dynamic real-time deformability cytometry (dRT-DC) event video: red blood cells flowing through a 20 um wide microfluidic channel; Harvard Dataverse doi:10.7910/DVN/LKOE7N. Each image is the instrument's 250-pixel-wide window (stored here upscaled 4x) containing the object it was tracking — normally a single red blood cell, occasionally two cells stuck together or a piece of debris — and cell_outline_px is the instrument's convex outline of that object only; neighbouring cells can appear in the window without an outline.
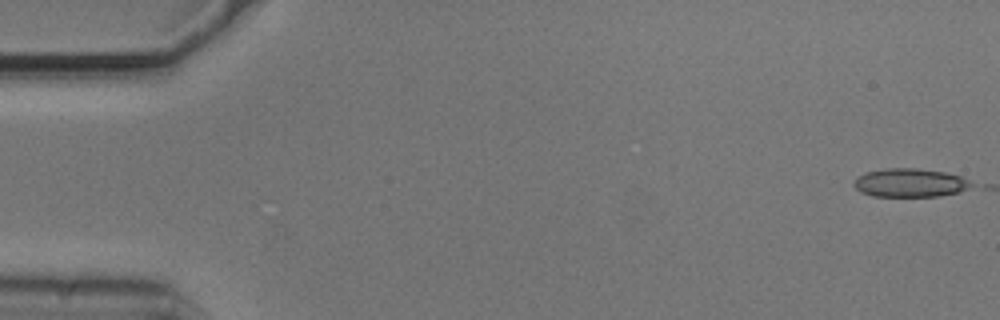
{"species": "common noctule bat (a hibernating species)", "species_latin": "Nyctalus noctula", "temperature_condition": "cold", "stored_images_in_passage": 8, "camera_frame_rate_fps": 3000, "um_per_image_px": 0.085, "animal": {"sex": "male", "body_mass_g": 20.5, "forearm_length_mm": 52.5}, "frame": {"image": 1, "passage_image": 1, "time_ms": 0.0, "image_size_px": [1000, 320], "cell_outline_px": [[976, 184], [968, 188], [956, 192], [940, 196], [872, 196], [860, 192], [852, 184], [856, 176], [864, 172], [884, 168], [916, 168], [944, 172], [960, 176]], "centroid_in_image_um": [77.3, 15.53], "position_along_channel_um": 7.7, "area_um2": 19.65}}